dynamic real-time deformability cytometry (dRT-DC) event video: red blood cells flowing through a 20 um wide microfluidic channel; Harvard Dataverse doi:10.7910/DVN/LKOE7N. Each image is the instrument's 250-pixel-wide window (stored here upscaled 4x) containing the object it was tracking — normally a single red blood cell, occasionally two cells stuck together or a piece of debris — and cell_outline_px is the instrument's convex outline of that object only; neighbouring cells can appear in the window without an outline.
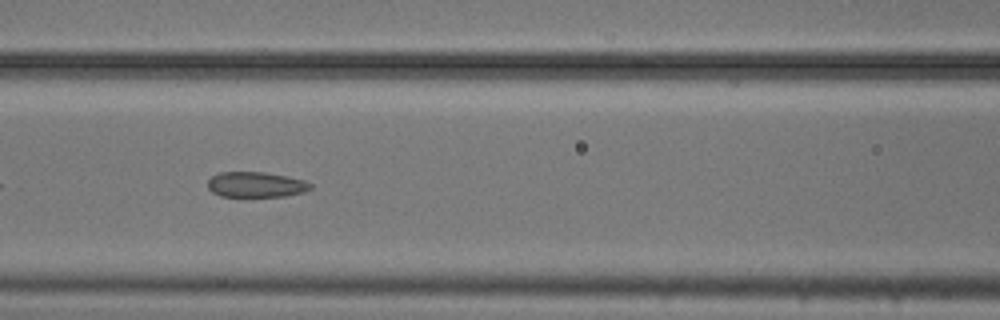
{"species": "common noctule bat (a hibernating species)", "species_latin": "Nyctalus noctula", "temperature_condition": "cold", "stored_images_in_passage": 41, "camera_frame_rate_fps": 3000, "um_per_image_px": 0.085, "animal": {"sex": "male", "body_mass_g": 20.5, "forearm_length_mm": 52.5}, "frame": {"image": 1, "passage_image": 10, "time_ms": 3.0, "image_size_px": [1000, 320], "cell_outline_px": [[312, 188], [304, 192], [284, 196], [220, 196], [212, 192], [208, 188], [208, 180], [212, 176], [220, 172], [264, 172], [288, 176], [304, 180], [312, 184]], "centroid_in_image_um": [21.76, 15.68], "position_along_channel_um": 144.8, "area_um2": 15.2}}
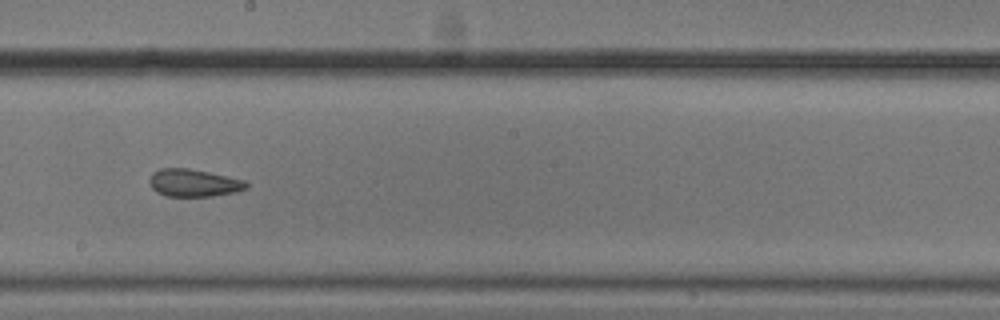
{"frame": {"image": 2, "passage_image": 17, "time_ms": 5.333, "image_size_px": [1000, 320], "cell_outline_px": [[248, 188], [236, 192], [212, 196], [168, 196], [156, 192], [152, 188], [148, 180], [152, 172], [160, 168], [188, 168], [208, 172], [244, 180], [248, 184]], "centroid_in_image_um": [16.44, 15.54], "position_along_channel_um": 231.8, "area_um2": 15.55}}
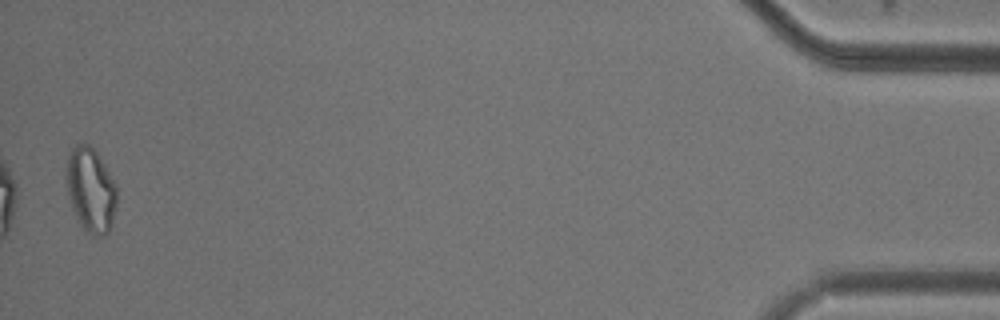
{"frame": {"image": 3, "passage_image": 40, "time_ms": 13.0, "image_size_px": [1000, 320], "cell_outline_px": [[116, 208], [108, 232], [104, 236], [92, 236], [84, 232], [76, 220], [72, 208], [68, 192], [68, 152], [76, 144], [88, 144], [96, 152], [116, 184]], "centroid_in_image_um": [7.72, 16.21], "position_along_channel_um": 427.5, "area_um2": 24.62}, "authors_computed_cell_mechanics": {"area_um2": 17.051, "velocity_mm_per_s": 3.7233, "shape_relaxation_time_tau1_ms": null, "shape_relaxation_time_tau2_ms": 3.0233, "deformation_change_tau1": null, "deformation_change_tau2": 0.0735}}